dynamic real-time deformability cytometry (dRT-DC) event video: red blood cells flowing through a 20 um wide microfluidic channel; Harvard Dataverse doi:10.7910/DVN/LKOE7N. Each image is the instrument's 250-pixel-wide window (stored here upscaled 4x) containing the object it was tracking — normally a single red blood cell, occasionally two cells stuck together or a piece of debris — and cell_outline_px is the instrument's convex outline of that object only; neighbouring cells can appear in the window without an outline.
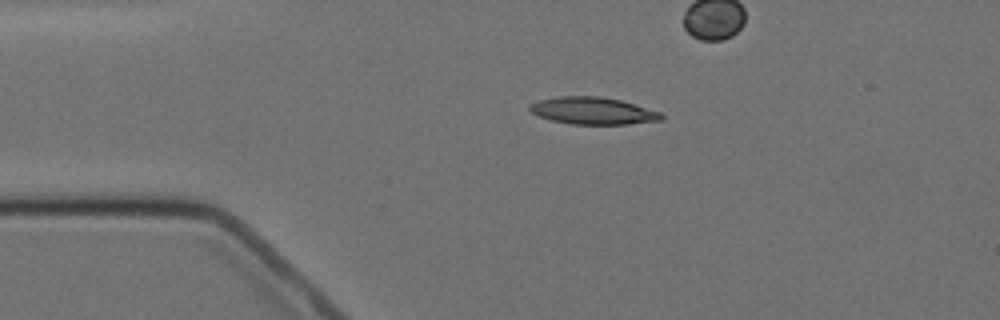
{"species": "Egyptian fruit bat (a non-hibernating species)", "species_latin": "Rousettus aegyptiacus", "temperature_condition": "cold", "stored_images_in_passage": 4, "camera_frame_rate_fps": 3000, "um_per_image_px": 0.085, "animal": {"sex": "female"}, "frame": {"image": 1, "passage_image": 2, "time_ms": 1.0, "image_size_px": [1000, 320], "cell_outline_px": [[664, 116], [660, 120], [628, 124], [572, 124], [552, 120], [540, 116], [532, 112], [528, 108], [532, 104], [540, 100], [560, 96], [600, 96], [620, 100], [660, 112]], "centroid_in_image_um": [50.41, 9.41], "position_along_channel_um": 34.6, "area_um2": 20.46}}